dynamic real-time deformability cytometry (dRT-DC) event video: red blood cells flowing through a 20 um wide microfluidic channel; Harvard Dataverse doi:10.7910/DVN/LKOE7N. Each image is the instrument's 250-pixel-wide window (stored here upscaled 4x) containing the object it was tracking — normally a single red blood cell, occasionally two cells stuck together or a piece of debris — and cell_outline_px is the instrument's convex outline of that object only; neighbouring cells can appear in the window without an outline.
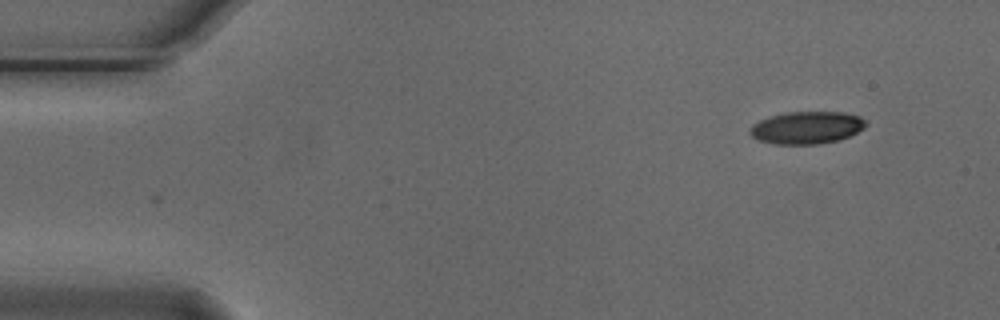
{"species": "Egyptian fruit bat (a non-hibernating species)", "species_latin": "Rousettus aegyptiacus", "temperature_condition": "cold", "stored_images_in_passage": 3, "camera_frame_rate_fps": 3000, "um_per_image_px": 0.085, "animal": {"sex": "male"}, "frame": {"image": 1, "passage_image": 3, "time_ms": 0.667, "image_size_px": [1000, 320], "cell_outline_px": [[864, 128], [840, 140], [820, 144], [776, 144], [760, 140], [752, 136], [748, 132], [752, 124], [760, 120], [784, 112], [844, 112], [860, 116], [864, 120]], "centroid_in_image_um": [68.56, 10.85], "position_along_channel_um": 16.4, "area_um2": 21.79}}